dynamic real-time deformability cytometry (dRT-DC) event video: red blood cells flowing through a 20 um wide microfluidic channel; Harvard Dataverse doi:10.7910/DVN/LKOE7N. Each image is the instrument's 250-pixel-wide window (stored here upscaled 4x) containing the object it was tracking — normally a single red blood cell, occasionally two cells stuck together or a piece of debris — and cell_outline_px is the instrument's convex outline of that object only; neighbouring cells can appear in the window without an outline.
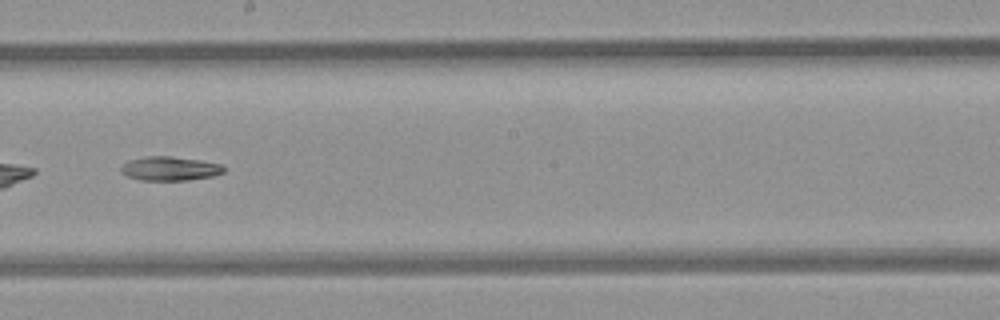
{"species": "common noctule bat (a hibernating species)", "species_latin": "Nyctalus noctula", "temperature_condition": "room temperature", "stored_images_in_passage": 51, "camera_frame_rate_fps": 3000, "um_per_image_px": 0.085, "animal": {"sex": "female", "body_mass_g": 21.9}, "frame": {"image": 1, "passage_image": 30, "time_ms": 9.667, "image_size_px": [1000, 320], "cell_outline_px": [[224, 172], [212, 176], [188, 180], [140, 180], [128, 176], [120, 172], [120, 168], [128, 160], [148, 156], [172, 156], [200, 160], [220, 164], [224, 168]], "centroid_in_image_um": [14.42, 14.32], "position_along_channel_um": 233.8, "area_um2": 14.33}}